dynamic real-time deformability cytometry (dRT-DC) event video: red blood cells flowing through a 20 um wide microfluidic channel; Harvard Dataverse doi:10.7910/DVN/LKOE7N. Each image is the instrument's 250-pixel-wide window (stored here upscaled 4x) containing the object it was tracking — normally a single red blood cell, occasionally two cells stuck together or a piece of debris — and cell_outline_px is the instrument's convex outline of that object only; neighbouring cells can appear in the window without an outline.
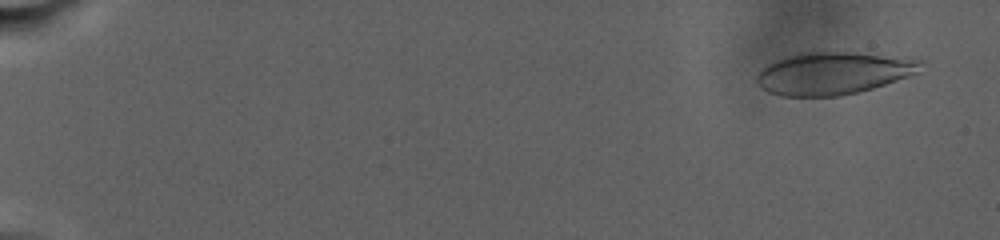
{"species": "human", "species_latin": "Homo sapiens", "temperature_condition": "warm", "stored_images_in_passage": 20, "camera_frame_rate_fps": 3000, "um_per_image_px": 0.085, "donor": {"sex": "male"}, "frame": {"image": 1, "passage_image": 3, "time_ms": 1.0, "image_size_px": [1000, 240], "cell_outline_px": [[924, 60], [916, 72], [908, 76], [872, 88], [840, 96], [780, 96], [768, 92], [760, 88], [756, 84], [756, 76], [768, 64], [776, 60], [800, 52], [852, 52], [916, 56]], "centroid_in_image_um": [70.87, 6.2], "position_along_channel_um": 14.1, "area_um2": 40.92}}
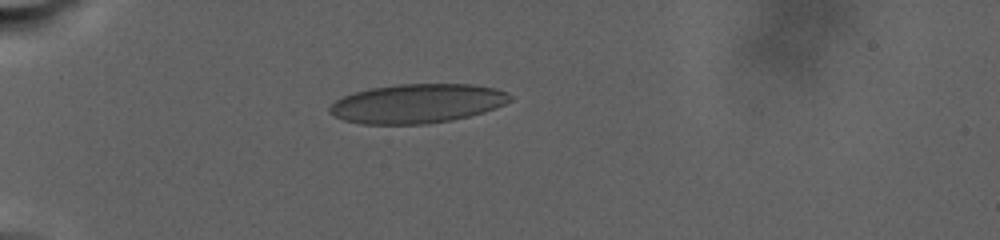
{"frame": {"image": 2, "passage_image": 17, "time_ms": 8.667, "image_size_px": [1000, 240], "cell_outline_px": [[512, 100], [496, 108], [484, 112], [452, 120], [428, 124], [360, 124], [344, 120], [328, 112], [328, 108], [336, 100], [344, 96], [368, 88], [400, 84], [472, 84], [496, 88], [508, 92], [512, 96]], "centroid_in_image_um": [35.49, 8.8], "position_along_channel_um": 49.5, "area_um2": 41.33}}
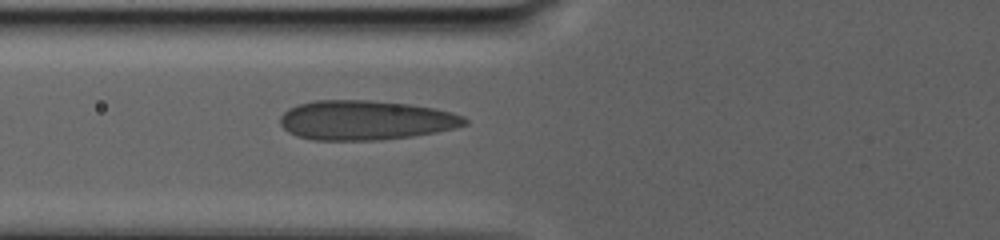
{"frame": {"image": 3, "passage_image": 20, "time_ms": 12.0, "image_size_px": [1000, 240], "cell_outline_px": [[468, 124], [436, 132], [412, 136], [380, 140], [312, 140], [296, 136], [288, 132], [280, 124], [280, 116], [288, 108], [296, 104], [312, 100], [372, 100], [408, 104], [432, 108], [452, 112], [464, 116], [468, 120]], "centroid_in_image_um": [31.03, 10.21], "position_along_channel_um": 94.8, "area_um2": 42.77}}